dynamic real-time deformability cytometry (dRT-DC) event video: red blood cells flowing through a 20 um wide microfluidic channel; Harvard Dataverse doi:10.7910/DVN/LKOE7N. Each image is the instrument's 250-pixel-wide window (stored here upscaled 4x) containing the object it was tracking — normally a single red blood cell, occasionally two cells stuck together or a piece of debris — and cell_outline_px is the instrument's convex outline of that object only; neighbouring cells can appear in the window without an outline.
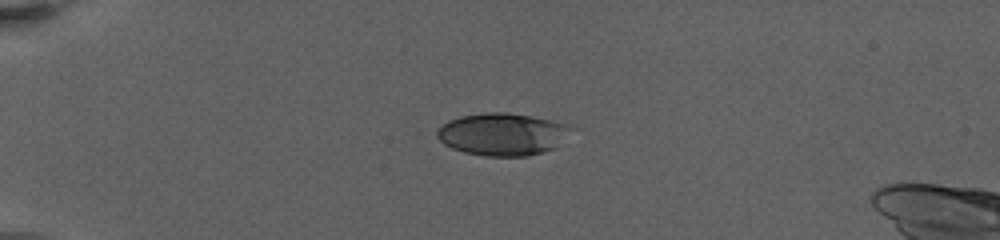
{"species": "human", "species_latin": "Homo sapiens", "temperature_condition": "warm", "stored_images_in_passage": 33, "camera_frame_rate_fps": 3000, "um_per_image_px": 0.085, "donor": {"sex": "female"}, "frame": {"image": 1, "passage_image": 1, "time_ms": 0.0, "image_size_px": [1000, 240], "cell_outline_px": [[580, 128], [556, 148], [528, 156], [484, 156], [464, 152], [452, 148], [444, 144], [436, 136], [436, 132], [448, 120], [460, 116], [484, 112], [508, 112], [532, 116], [576, 124]], "centroid_in_image_um": [42.86, 11.39], "position_along_channel_um": 42.1, "area_um2": 34.16}}
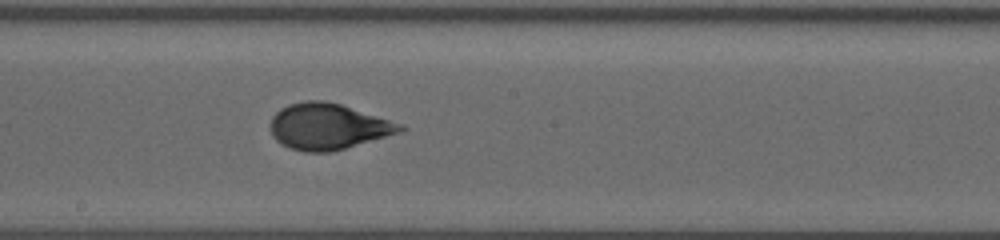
{"frame": {"image": 2, "passage_image": 18, "time_ms": 7.333, "image_size_px": [1000, 240], "cell_outline_px": [[408, 128], [400, 132], [344, 148], [328, 152], [304, 152], [288, 148], [280, 144], [272, 136], [268, 128], [272, 116], [280, 108], [288, 104], [304, 100], [324, 100], [340, 104], [404, 124]], "centroid_in_image_um": [27.83, 10.74], "position_along_channel_um": 220.4, "area_um2": 35.03}}
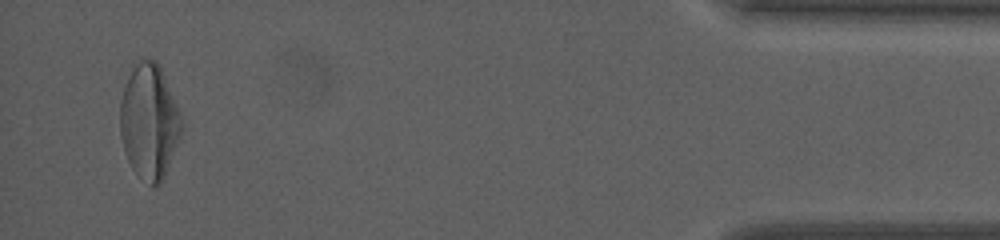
{"frame": {"image": 3, "passage_image": 32, "time_ms": 16.0, "image_size_px": [1000, 240], "cell_outline_px": [[184, 124], [180, 136], [164, 176], [160, 184], [152, 188], [132, 168], [124, 152], [120, 136], [120, 100], [128, 76], [136, 64], [140, 60], [156, 60], [160, 64], [180, 112]], "centroid_in_image_um": [12.69, 10.34], "position_along_channel_um": 422.5, "area_um2": 41.1}, "authors_computed_cell_mechanics": {"area_um2": 34.3332, "velocity_mm_per_s": 3.0914, "shape_relaxation_time_tau1_ms": 4.8984, "shape_relaxation_time_tau2_ms": 0.9764, "deformation_change_tau1": 0.1757, "deformation_change_tau2": 0.0619}}